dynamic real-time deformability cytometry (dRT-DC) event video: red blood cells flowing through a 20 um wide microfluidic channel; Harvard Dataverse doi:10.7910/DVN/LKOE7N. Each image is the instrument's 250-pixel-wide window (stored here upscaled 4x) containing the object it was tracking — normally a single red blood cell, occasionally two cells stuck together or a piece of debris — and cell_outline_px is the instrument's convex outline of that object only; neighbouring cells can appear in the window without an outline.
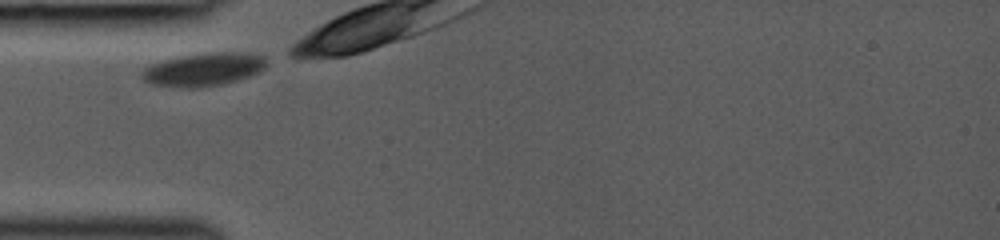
{"species": "common noctule bat (a hibernating species)", "species_latin": "Nyctalus noctula", "temperature_condition": "room temperature", "stored_images_in_passage": 6, "camera_frame_rate_fps": 3000, "um_per_image_px": 0.085, "animal": {"sex": "female", "body_mass_g": 19.0, "forearm_length_mm": 53.3}, "frame": {"image": 1, "passage_image": 1, "time_ms": 0.0, "image_size_px": [1000, 240], "cell_outline_px": [[264, 68], [248, 76], [236, 80], [220, 84], [196, 88], [180, 88], [152, 84], [144, 80], [140, 76], [140, 72], [144, 68], [160, 60], [180, 56], [216, 52], [248, 52], [264, 56]], "centroid_in_image_um": [17.23, 5.9], "position_along_channel_um": 67.8, "area_um2": 23.93}}
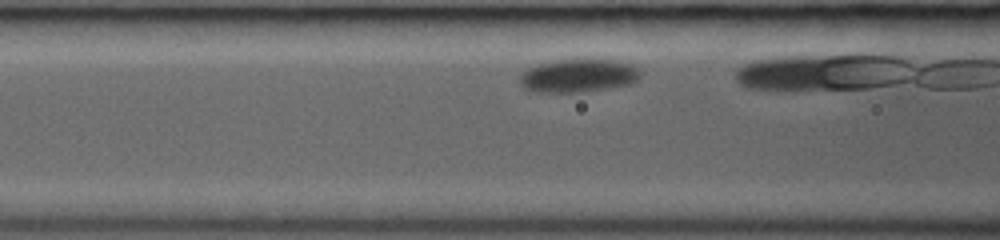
{"frame": {"image": 2, "passage_image": 5, "time_ms": 1.333, "image_size_px": [1000, 240], "cell_outline_px": [[640, 76], [636, 80], [628, 84], [580, 92], [532, 92], [524, 88], [520, 84], [520, 76], [528, 68], [540, 64], [560, 60], [592, 56], [616, 60], [628, 64], [636, 68], [640, 72]], "centroid_in_image_um": [49.14, 6.39], "position_along_channel_um": 117.5, "area_um2": 23.58}}